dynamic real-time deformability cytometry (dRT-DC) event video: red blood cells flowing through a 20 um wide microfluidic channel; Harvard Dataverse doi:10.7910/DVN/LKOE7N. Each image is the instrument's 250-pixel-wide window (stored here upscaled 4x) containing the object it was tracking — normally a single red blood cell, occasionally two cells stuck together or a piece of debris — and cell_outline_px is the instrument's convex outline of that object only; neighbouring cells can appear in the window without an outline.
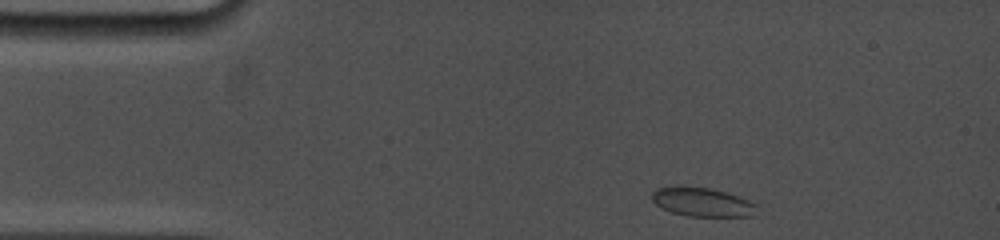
{"species": "common noctule bat (a hibernating species)", "species_latin": "Nyctalus noctula", "temperature_condition": "cold", "stored_images_in_passage": 12, "camera_frame_rate_fps": 5000, "um_per_image_px": 0.085, "animal": {"sex": "female", "body_mass_g": 19.0, "forearm_length_mm": 53.3}, "frame": {"image": 1, "passage_image": 1, "time_ms": 0.0, "image_size_px": [1000, 240], "cell_outline_px": [[756, 216], [688, 216], [672, 212], [656, 204], [652, 200], [652, 192], [656, 188], [712, 188], [748, 200], [756, 204]], "centroid_in_image_um": [59.73, 17.21], "position_along_channel_um": 25.3, "area_um2": 17.05}}
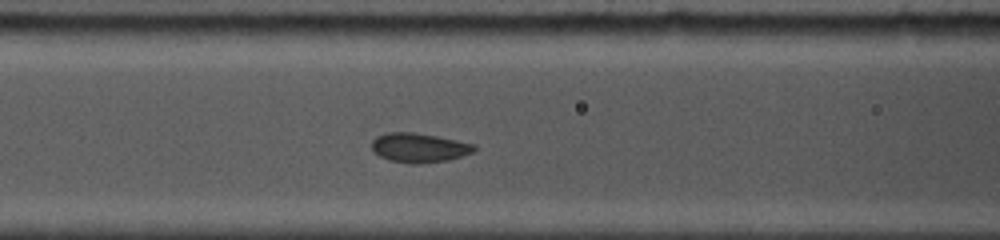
{"frame": {"image": 2, "passage_image": 8, "time_ms": 4.4, "image_size_px": [1000, 240], "cell_outline_px": [[476, 148], [472, 152], [448, 160], [420, 164], [408, 164], [388, 160], [372, 152], [372, 140], [376, 136], [384, 132], [412, 132], [436, 136], [476, 144]], "centroid_in_image_um": [35.57, 12.56], "position_along_channel_um": 131.0, "area_um2": 17.69}}
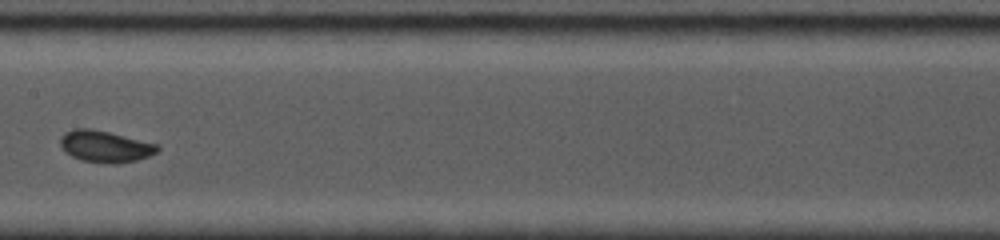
{"frame": {"image": 3, "passage_image": 11, "time_ms": 6.2, "image_size_px": [1000, 240], "cell_outline_px": [[160, 148], [156, 152], [148, 156], [136, 160], [112, 164], [104, 164], [80, 160], [72, 156], [60, 144], [60, 136], [64, 132], [76, 128], [92, 128], [160, 144]], "centroid_in_image_um": [8.95, 12.44], "position_along_channel_um": 198.5, "area_um2": 17.98}}